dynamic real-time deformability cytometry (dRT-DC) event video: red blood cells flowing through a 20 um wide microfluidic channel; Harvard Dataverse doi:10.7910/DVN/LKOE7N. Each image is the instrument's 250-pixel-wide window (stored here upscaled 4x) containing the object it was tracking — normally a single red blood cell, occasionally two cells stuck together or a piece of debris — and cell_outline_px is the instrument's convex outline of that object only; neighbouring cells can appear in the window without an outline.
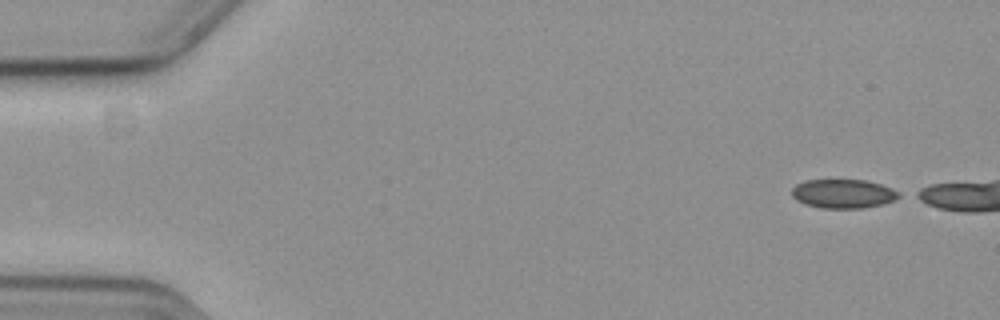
{"species": "common noctule bat (a hibernating species)", "species_latin": "Nyctalus noctula", "temperature_condition": "cold", "stored_images_in_passage": 12, "camera_frame_rate_fps": 3000, "um_per_image_px": 0.085, "animal": {"sex": "female", "body_mass_g": 19.3, "forearm_length_mm": 54.1}, "frame": {"image": 1, "passage_image": 1, "time_ms": 0.0, "image_size_px": [1000, 320], "cell_outline_px": [[900, 196], [892, 200], [880, 204], [860, 208], [824, 208], [808, 204], [796, 200], [792, 196], [792, 188], [796, 184], [804, 180], [864, 180], [880, 184], [892, 188], [900, 192]], "centroid_in_image_um": [71.65, 16.45], "position_along_channel_um": 13.4, "area_um2": 17.8}}